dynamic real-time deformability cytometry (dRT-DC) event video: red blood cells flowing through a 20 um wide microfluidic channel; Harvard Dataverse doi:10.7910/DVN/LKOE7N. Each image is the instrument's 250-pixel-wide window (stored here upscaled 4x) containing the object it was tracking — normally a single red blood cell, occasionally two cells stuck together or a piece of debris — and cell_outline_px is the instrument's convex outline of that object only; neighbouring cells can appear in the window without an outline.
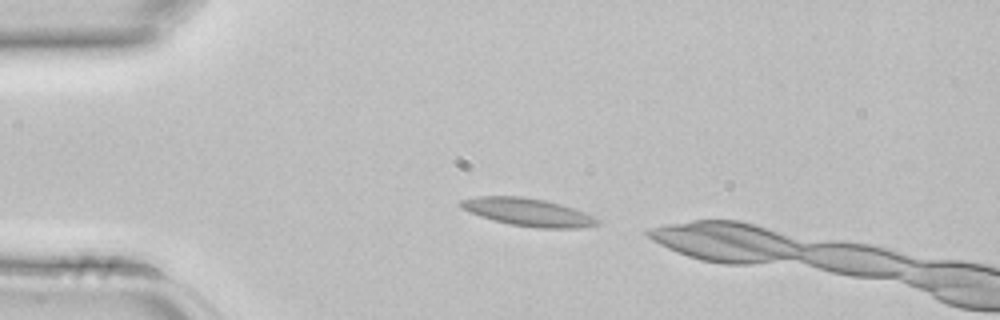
{"species": "common noctule bat (a hibernating species)", "species_latin": "Nyctalus noctula", "temperature_condition": "room temperature", "stored_images_in_passage": 2, "camera_frame_rate_fps": 3000, "um_per_image_px": 0.085, "animal": {"sex": "female", "body_mass_g": 22.7, "forearm_length_mm": 54.2}, "frame": {"image": 1, "passage_image": 1, "time_ms": 0.0, "image_size_px": [1000, 320], "cell_outline_px": [[600, 224], [580, 228], [536, 228], [512, 224], [492, 220], [480, 216], [460, 208], [456, 204], [460, 200], [476, 196], [524, 196], [544, 200], [560, 204], [584, 212], [600, 220]], "centroid_in_image_um": [44.83, 18.03], "position_along_channel_um": 40.2, "area_um2": 22.2}}